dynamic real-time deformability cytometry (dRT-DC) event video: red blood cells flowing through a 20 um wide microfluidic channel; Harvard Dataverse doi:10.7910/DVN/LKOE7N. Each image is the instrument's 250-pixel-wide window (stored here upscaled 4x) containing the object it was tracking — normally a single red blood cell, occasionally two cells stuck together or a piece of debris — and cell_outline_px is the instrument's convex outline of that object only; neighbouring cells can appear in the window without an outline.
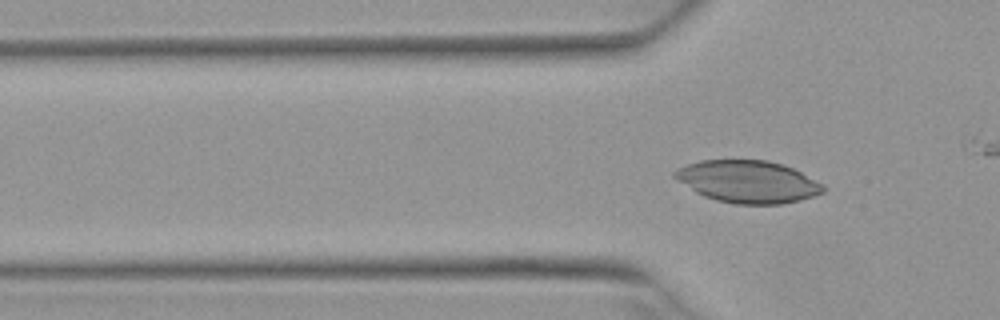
{"species": "Egyptian fruit bat (a non-hibernating species)", "species_latin": "Rousettus aegyptiacus", "temperature_condition": "warm", "stored_images_in_passage": 4, "camera_frame_rate_fps": 3000, "um_per_image_px": 0.085, "animal": {"sex": "female"}, "frame": {"image": 1, "passage_image": 4, "time_ms": 1.0, "image_size_px": [1000, 320], "cell_outline_px": [[824, 192], [800, 200], [780, 204], [736, 204], [716, 200], [704, 196], [696, 192], [672, 176], [672, 172], [688, 164], [700, 160], [768, 160], [792, 168], [824, 184]], "centroid_in_image_um": [63.57, 15.44], "position_along_channel_um": 62.2, "area_um2": 36.3}}